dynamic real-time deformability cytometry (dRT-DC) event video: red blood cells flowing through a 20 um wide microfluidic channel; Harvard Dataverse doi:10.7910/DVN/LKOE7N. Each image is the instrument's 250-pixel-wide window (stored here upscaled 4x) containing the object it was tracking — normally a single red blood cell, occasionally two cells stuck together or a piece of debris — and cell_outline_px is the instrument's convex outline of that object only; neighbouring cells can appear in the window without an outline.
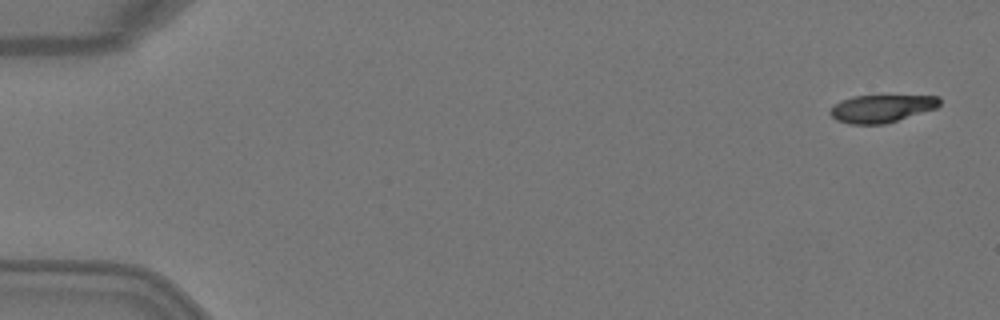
{"species": "Egyptian fruit bat (a non-hibernating species)", "species_latin": "Rousettus aegyptiacus", "temperature_condition": "warm", "stored_images_in_passage": 4, "camera_frame_rate_fps": 3000, "um_per_image_px": 0.085, "animal": {"sex": "female"}, "frame": {"image": 1, "passage_image": 1, "time_ms": 0.0, "image_size_px": [1000, 320], "cell_outline_px": [[940, 104], [936, 108], [884, 124], [848, 124], [836, 120], [828, 112], [832, 104], [840, 100], [852, 96], [940, 96]], "centroid_in_image_um": [74.86, 9.22], "position_along_channel_um": 10.1, "area_um2": 17.63}}